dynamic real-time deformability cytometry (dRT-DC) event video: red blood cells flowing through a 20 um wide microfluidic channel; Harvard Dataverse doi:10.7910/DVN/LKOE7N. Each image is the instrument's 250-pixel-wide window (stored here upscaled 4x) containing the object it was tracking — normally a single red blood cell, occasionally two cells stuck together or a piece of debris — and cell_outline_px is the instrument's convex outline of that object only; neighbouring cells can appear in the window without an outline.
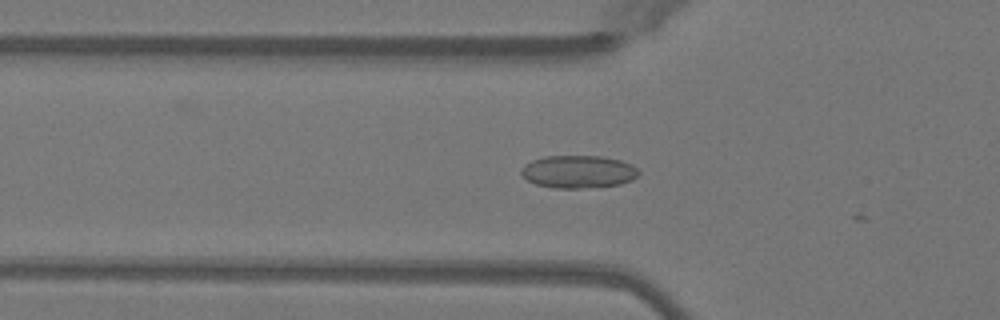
{"species": "Egyptian fruit bat (a non-hibernating species)", "species_latin": "Rousettus aegyptiacus", "temperature_condition": "warm", "stored_images_in_passage": 3, "camera_frame_rate_fps": 3000, "um_per_image_px": 0.085, "animal": {"sex": "female"}, "frame": {"image": 1, "passage_image": 2, "time_ms": 0.333, "image_size_px": [1000, 320], "cell_outline_px": [[640, 172], [632, 180], [620, 184], [580, 188], [552, 188], [536, 184], [528, 180], [520, 172], [520, 168], [524, 164], [532, 160], [544, 156], [600, 156], [620, 160], [632, 164]], "centroid_in_image_um": [49.13, 14.59], "position_along_channel_um": 76.7, "area_um2": 22.37}}